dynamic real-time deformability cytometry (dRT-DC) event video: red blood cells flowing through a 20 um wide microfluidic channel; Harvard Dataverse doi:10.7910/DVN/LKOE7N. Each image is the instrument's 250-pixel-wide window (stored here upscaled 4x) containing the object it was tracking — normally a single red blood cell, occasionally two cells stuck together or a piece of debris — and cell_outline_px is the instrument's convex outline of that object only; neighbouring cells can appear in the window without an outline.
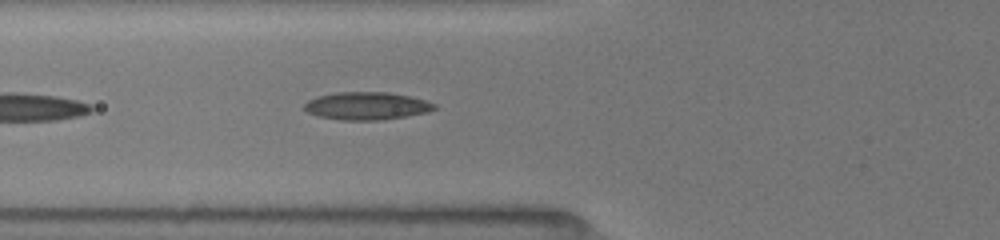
{"species": "common noctule bat (a hibernating species)", "species_latin": "Nyctalus noctula", "temperature_condition": "room temperature", "stored_images_in_passage": 12, "camera_frame_rate_fps": 3000, "um_per_image_px": 0.085, "animal": {"sex": "female", "body_mass_g": 19.5, "forearm_length_mm": 54.1}, "frame": {"image": 1, "passage_image": 7, "time_ms": 4.667, "image_size_px": [1000, 240], "cell_outline_px": [[436, 108], [428, 112], [384, 120], [340, 120], [320, 116], [308, 112], [304, 108], [304, 104], [308, 100], [320, 96], [336, 92], [388, 92], [408, 96], [424, 100], [436, 104]], "centroid_in_image_um": [31.18, 9.0], "position_along_channel_um": 94.6, "area_um2": 20.87}}
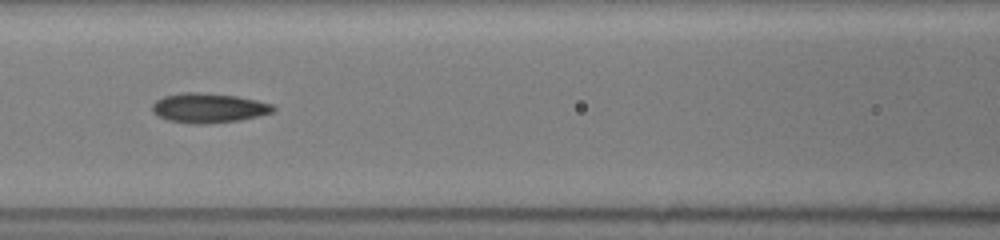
{"frame": {"image": 2, "passage_image": 10, "time_ms": 6.0, "image_size_px": [1000, 240], "cell_outline_px": [[276, 108], [272, 112], [240, 120], [208, 124], [196, 124], [168, 120], [156, 116], [152, 112], [152, 104], [156, 100], [164, 96], [184, 92], [200, 92], [236, 96], [256, 100], [272, 104]], "centroid_in_image_um": [17.69, 9.18], "position_along_channel_um": 148.9, "area_um2": 20.87}}